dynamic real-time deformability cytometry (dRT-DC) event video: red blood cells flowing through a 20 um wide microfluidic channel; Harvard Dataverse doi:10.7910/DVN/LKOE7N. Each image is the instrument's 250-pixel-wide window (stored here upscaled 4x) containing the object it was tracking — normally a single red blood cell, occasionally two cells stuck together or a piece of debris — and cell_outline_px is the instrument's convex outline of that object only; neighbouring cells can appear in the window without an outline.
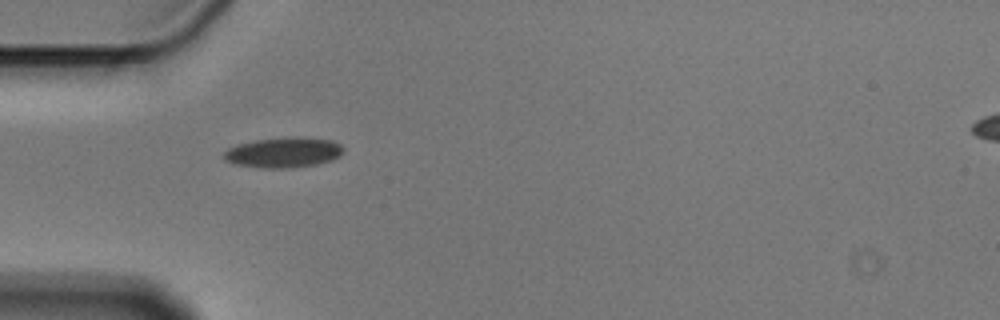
{"species": "Egyptian fruit bat (a non-hibernating species)", "species_latin": "Rousettus aegyptiacus", "temperature_condition": "cold", "stored_images_in_passage": 2, "camera_frame_rate_fps": 3000, "um_per_image_px": 0.085, "animal": {"sex": "male"}, "frame": {"image": 1, "passage_image": 1, "time_ms": 0.0, "image_size_px": [1000, 320], "cell_outline_px": [[344, 152], [340, 156], [332, 160], [316, 164], [288, 168], [264, 168], [236, 164], [224, 160], [224, 152], [228, 148], [236, 144], [256, 140], [288, 136], [296, 136], [332, 140], [340, 144], [344, 148]], "centroid_in_image_um": [24.12, 12.94], "position_along_channel_um": 60.9, "area_um2": 21.27}}
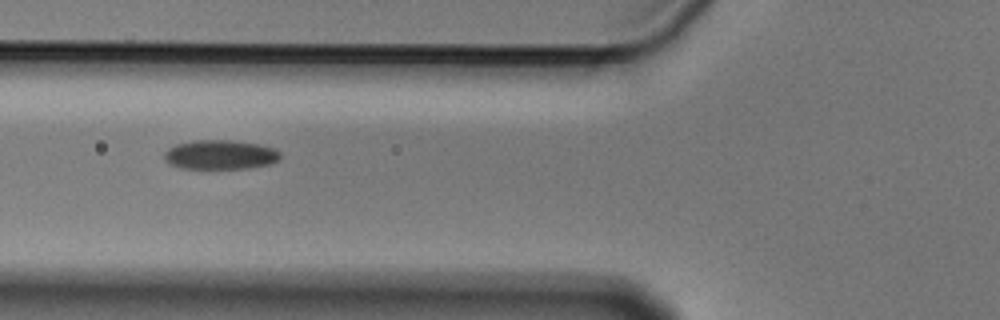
{"frame": {"image": 2, "passage_image": 2, "time_ms": 0.333, "image_size_px": [1000, 320], "cell_outline_px": [[280, 160], [272, 164], [248, 168], [180, 168], [168, 164], [164, 160], [164, 152], [168, 148], [176, 144], [196, 140], [232, 140], [260, 144], [276, 148], [280, 152]], "centroid_in_image_um": [18.74, 13.15], "position_along_channel_um": 107.1, "area_um2": 20.11}}